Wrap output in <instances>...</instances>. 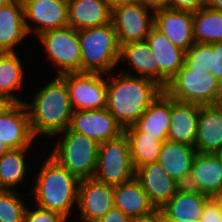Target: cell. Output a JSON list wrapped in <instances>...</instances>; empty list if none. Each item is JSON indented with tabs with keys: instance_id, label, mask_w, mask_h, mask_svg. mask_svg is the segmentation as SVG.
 Wrapping results in <instances>:
<instances>
[{
	"instance_id": "cell-1",
	"label": "cell",
	"mask_w": 222,
	"mask_h": 222,
	"mask_svg": "<svg viewBox=\"0 0 222 222\" xmlns=\"http://www.w3.org/2000/svg\"><path fill=\"white\" fill-rule=\"evenodd\" d=\"M119 71L107 75L106 108L125 129L136 123L164 89L153 80Z\"/></svg>"
},
{
	"instance_id": "cell-2",
	"label": "cell",
	"mask_w": 222,
	"mask_h": 222,
	"mask_svg": "<svg viewBox=\"0 0 222 222\" xmlns=\"http://www.w3.org/2000/svg\"><path fill=\"white\" fill-rule=\"evenodd\" d=\"M34 93L33 99L24 101L35 138L55 137L70 124L73 109L66 81L61 76L52 79ZM43 136V137H42Z\"/></svg>"
},
{
	"instance_id": "cell-3",
	"label": "cell",
	"mask_w": 222,
	"mask_h": 222,
	"mask_svg": "<svg viewBox=\"0 0 222 222\" xmlns=\"http://www.w3.org/2000/svg\"><path fill=\"white\" fill-rule=\"evenodd\" d=\"M40 164L30 192L35 205L57 212L71 222L70 215L77 207L80 180L49 155Z\"/></svg>"
},
{
	"instance_id": "cell-4",
	"label": "cell",
	"mask_w": 222,
	"mask_h": 222,
	"mask_svg": "<svg viewBox=\"0 0 222 222\" xmlns=\"http://www.w3.org/2000/svg\"><path fill=\"white\" fill-rule=\"evenodd\" d=\"M78 37L81 72L108 75L121 65L119 63L121 46L113 22L80 30Z\"/></svg>"
},
{
	"instance_id": "cell-5",
	"label": "cell",
	"mask_w": 222,
	"mask_h": 222,
	"mask_svg": "<svg viewBox=\"0 0 222 222\" xmlns=\"http://www.w3.org/2000/svg\"><path fill=\"white\" fill-rule=\"evenodd\" d=\"M59 135L48 154L79 180L93 178L97 165L99 143L68 128ZM59 140V141H58Z\"/></svg>"
},
{
	"instance_id": "cell-6",
	"label": "cell",
	"mask_w": 222,
	"mask_h": 222,
	"mask_svg": "<svg viewBox=\"0 0 222 222\" xmlns=\"http://www.w3.org/2000/svg\"><path fill=\"white\" fill-rule=\"evenodd\" d=\"M134 177L129 141L124 133L116 139L99 143L94 179L114 187Z\"/></svg>"
},
{
	"instance_id": "cell-7",
	"label": "cell",
	"mask_w": 222,
	"mask_h": 222,
	"mask_svg": "<svg viewBox=\"0 0 222 222\" xmlns=\"http://www.w3.org/2000/svg\"><path fill=\"white\" fill-rule=\"evenodd\" d=\"M44 48V54L53 67L56 76L81 72V50L78 30L68 26L43 32L37 36Z\"/></svg>"
},
{
	"instance_id": "cell-8",
	"label": "cell",
	"mask_w": 222,
	"mask_h": 222,
	"mask_svg": "<svg viewBox=\"0 0 222 222\" xmlns=\"http://www.w3.org/2000/svg\"><path fill=\"white\" fill-rule=\"evenodd\" d=\"M218 80L207 71L192 70L185 64L169 81L164 91L174 100L198 105H213Z\"/></svg>"
},
{
	"instance_id": "cell-9",
	"label": "cell",
	"mask_w": 222,
	"mask_h": 222,
	"mask_svg": "<svg viewBox=\"0 0 222 222\" xmlns=\"http://www.w3.org/2000/svg\"><path fill=\"white\" fill-rule=\"evenodd\" d=\"M112 22L120 46L146 41L154 27V8L145 5L141 0L118 4L112 8Z\"/></svg>"
},
{
	"instance_id": "cell-10",
	"label": "cell",
	"mask_w": 222,
	"mask_h": 222,
	"mask_svg": "<svg viewBox=\"0 0 222 222\" xmlns=\"http://www.w3.org/2000/svg\"><path fill=\"white\" fill-rule=\"evenodd\" d=\"M66 81L73 110H96L107 106V75L75 72L61 75Z\"/></svg>"
},
{
	"instance_id": "cell-11",
	"label": "cell",
	"mask_w": 222,
	"mask_h": 222,
	"mask_svg": "<svg viewBox=\"0 0 222 222\" xmlns=\"http://www.w3.org/2000/svg\"><path fill=\"white\" fill-rule=\"evenodd\" d=\"M21 1L28 35L37 37L43 32L68 26L67 0Z\"/></svg>"
},
{
	"instance_id": "cell-12",
	"label": "cell",
	"mask_w": 222,
	"mask_h": 222,
	"mask_svg": "<svg viewBox=\"0 0 222 222\" xmlns=\"http://www.w3.org/2000/svg\"><path fill=\"white\" fill-rule=\"evenodd\" d=\"M68 129L102 143L118 138L124 129L107 108L73 110Z\"/></svg>"
},
{
	"instance_id": "cell-13",
	"label": "cell",
	"mask_w": 222,
	"mask_h": 222,
	"mask_svg": "<svg viewBox=\"0 0 222 222\" xmlns=\"http://www.w3.org/2000/svg\"><path fill=\"white\" fill-rule=\"evenodd\" d=\"M114 206V187L94 178L80 180L77 210L82 222H97ZM81 218V219H80Z\"/></svg>"
},
{
	"instance_id": "cell-14",
	"label": "cell",
	"mask_w": 222,
	"mask_h": 222,
	"mask_svg": "<svg viewBox=\"0 0 222 222\" xmlns=\"http://www.w3.org/2000/svg\"><path fill=\"white\" fill-rule=\"evenodd\" d=\"M0 140L9 150L32 148L36 142L24 102H13L0 114Z\"/></svg>"
},
{
	"instance_id": "cell-15",
	"label": "cell",
	"mask_w": 222,
	"mask_h": 222,
	"mask_svg": "<svg viewBox=\"0 0 222 222\" xmlns=\"http://www.w3.org/2000/svg\"><path fill=\"white\" fill-rule=\"evenodd\" d=\"M154 27L185 52L195 43L193 12L168 7L155 8Z\"/></svg>"
},
{
	"instance_id": "cell-16",
	"label": "cell",
	"mask_w": 222,
	"mask_h": 222,
	"mask_svg": "<svg viewBox=\"0 0 222 222\" xmlns=\"http://www.w3.org/2000/svg\"><path fill=\"white\" fill-rule=\"evenodd\" d=\"M135 178L155 209H161L181 187L179 183L169 177L158 162L136 168Z\"/></svg>"
},
{
	"instance_id": "cell-17",
	"label": "cell",
	"mask_w": 222,
	"mask_h": 222,
	"mask_svg": "<svg viewBox=\"0 0 222 222\" xmlns=\"http://www.w3.org/2000/svg\"><path fill=\"white\" fill-rule=\"evenodd\" d=\"M146 41L151 48L154 66H159V85L164 89L183 66L185 51L175 46L155 27L149 32Z\"/></svg>"
},
{
	"instance_id": "cell-18",
	"label": "cell",
	"mask_w": 222,
	"mask_h": 222,
	"mask_svg": "<svg viewBox=\"0 0 222 222\" xmlns=\"http://www.w3.org/2000/svg\"><path fill=\"white\" fill-rule=\"evenodd\" d=\"M210 196L186 186L160 209L165 222H199Z\"/></svg>"
},
{
	"instance_id": "cell-19",
	"label": "cell",
	"mask_w": 222,
	"mask_h": 222,
	"mask_svg": "<svg viewBox=\"0 0 222 222\" xmlns=\"http://www.w3.org/2000/svg\"><path fill=\"white\" fill-rule=\"evenodd\" d=\"M185 186L210 197L222 190V163L218 156L211 153H197Z\"/></svg>"
},
{
	"instance_id": "cell-20",
	"label": "cell",
	"mask_w": 222,
	"mask_h": 222,
	"mask_svg": "<svg viewBox=\"0 0 222 222\" xmlns=\"http://www.w3.org/2000/svg\"><path fill=\"white\" fill-rule=\"evenodd\" d=\"M196 154L197 151L194 146L167 139L163 142L157 162L169 177L181 186H185L189 180L191 167Z\"/></svg>"
},
{
	"instance_id": "cell-21",
	"label": "cell",
	"mask_w": 222,
	"mask_h": 222,
	"mask_svg": "<svg viewBox=\"0 0 222 222\" xmlns=\"http://www.w3.org/2000/svg\"><path fill=\"white\" fill-rule=\"evenodd\" d=\"M197 153L215 154L222 148V105H202L194 143Z\"/></svg>"
},
{
	"instance_id": "cell-22",
	"label": "cell",
	"mask_w": 222,
	"mask_h": 222,
	"mask_svg": "<svg viewBox=\"0 0 222 222\" xmlns=\"http://www.w3.org/2000/svg\"><path fill=\"white\" fill-rule=\"evenodd\" d=\"M68 25L75 30L112 22V7L106 0H67Z\"/></svg>"
},
{
	"instance_id": "cell-23",
	"label": "cell",
	"mask_w": 222,
	"mask_h": 222,
	"mask_svg": "<svg viewBox=\"0 0 222 222\" xmlns=\"http://www.w3.org/2000/svg\"><path fill=\"white\" fill-rule=\"evenodd\" d=\"M201 105L180 102L171 98L168 140L194 146Z\"/></svg>"
},
{
	"instance_id": "cell-24",
	"label": "cell",
	"mask_w": 222,
	"mask_h": 222,
	"mask_svg": "<svg viewBox=\"0 0 222 222\" xmlns=\"http://www.w3.org/2000/svg\"><path fill=\"white\" fill-rule=\"evenodd\" d=\"M28 37L21 0H11L0 9V52H16Z\"/></svg>"
},
{
	"instance_id": "cell-25",
	"label": "cell",
	"mask_w": 222,
	"mask_h": 222,
	"mask_svg": "<svg viewBox=\"0 0 222 222\" xmlns=\"http://www.w3.org/2000/svg\"><path fill=\"white\" fill-rule=\"evenodd\" d=\"M171 116V97L163 90L134 126L147 135L164 142L168 139Z\"/></svg>"
},
{
	"instance_id": "cell-26",
	"label": "cell",
	"mask_w": 222,
	"mask_h": 222,
	"mask_svg": "<svg viewBox=\"0 0 222 222\" xmlns=\"http://www.w3.org/2000/svg\"><path fill=\"white\" fill-rule=\"evenodd\" d=\"M119 63H125V65L127 64L132 69V71L123 70L121 72L128 75L144 77L159 84V66H154V58L147 41L131 42L121 45Z\"/></svg>"
},
{
	"instance_id": "cell-27",
	"label": "cell",
	"mask_w": 222,
	"mask_h": 222,
	"mask_svg": "<svg viewBox=\"0 0 222 222\" xmlns=\"http://www.w3.org/2000/svg\"><path fill=\"white\" fill-rule=\"evenodd\" d=\"M114 206L131 218L146 216L156 210L135 177L114 186Z\"/></svg>"
},
{
	"instance_id": "cell-28",
	"label": "cell",
	"mask_w": 222,
	"mask_h": 222,
	"mask_svg": "<svg viewBox=\"0 0 222 222\" xmlns=\"http://www.w3.org/2000/svg\"><path fill=\"white\" fill-rule=\"evenodd\" d=\"M16 52H0V96L8 98L11 102H24L21 96L15 95L20 92L25 83V66ZM21 98V99H20Z\"/></svg>"
},
{
	"instance_id": "cell-29",
	"label": "cell",
	"mask_w": 222,
	"mask_h": 222,
	"mask_svg": "<svg viewBox=\"0 0 222 222\" xmlns=\"http://www.w3.org/2000/svg\"><path fill=\"white\" fill-rule=\"evenodd\" d=\"M31 148L10 149L0 156V185L5 190H17L28 176L27 156ZM28 169V170H27ZM25 180V181H24Z\"/></svg>"
},
{
	"instance_id": "cell-30",
	"label": "cell",
	"mask_w": 222,
	"mask_h": 222,
	"mask_svg": "<svg viewBox=\"0 0 222 222\" xmlns=\"http://www.w3.org/2000/svg\"><path fill=\"white\" fill-rule=\"evenodd\" d=\"M130 146L131 161L134 169L148 163L157 162L163 142L156 136L139 131L134 125L124 129Z\"/></svg>"
},
{
	"instance_id": "cell-31",
	"label": "cell",
	"mask_w": 222,
	"mask_h": 222,
	"mask_svg": "<svg viewBox=\"0 0 222 222\" xmlns=\"http://www.w3.org/2000/svg\"><path fill=\"white\" fill-rule=\"evenodd\" d=\"M193 35L195 43L222 42V12L206 6L193 12Z\"/></svg>"
},
{
	"instance_id": "cell-32",
	"label": "cell",
	"mask_w": 222,
	"mask_h": 222,
	"mask_svg": "<svg viewBox=\"0 0 222 222\" xmlns=\"http://www.w3.org/2000/svg\"><path fill=\"white\" fill-rule=\"evenodd\" d=\"M28 204L17 190L0 191V222H24Z\"/></svg>"
},
{
	"instance_id": "cell-33",
	"label": "cell",
	"mask_w": 222,
	"mask_h": 222,
	"mask_svg": "<svg viewBox=\"0 0 222 222\" xmlns=\"http://www.w3.org/2000/svg\"><path fill=\"white\" fill-rule=\"evenodd\" d=\"M184 64L192 70L210 73L212 69V45L194 43L185 52Z\"/></svg>"
},
{
	"instance_id": "cell-34",
	"label": "cell",
	"mask_w": 222,
	"mask_h": 222,
	"mask_svg": "<svg viewBox=\"0 0 222 222\" xmlns=\"http://www.w3.org/2000/svg\"><path fill=\"white\" fill-rule=\"evenodd\" d=\"M31 206L29 202L24 214V222H68L64 216L57 212L43 209L37 205H34V208Z\"/></svg>"
},
{
	"instance_id": "cell-35",
	"label": "cell",
	"mask_w": 222,
	"mask_h": 222,
	"mask_svg": "<svg viewBox=\"0 0 222 222\" xmlns=\"http://www.w3.org/2000/svg\"><path fill=\"white\" fill-rule=\"evenodd\" d=\"M199 222H222V211L211 197L205 203Z\"/></svg>"
},
{
	"instance_id": "cell-36",
	"label": "cell",
	"mask_w": 222,
	"mask_h": 222,
	"mask_svg": "<svg viewBox=\"0 0 222 222\" xmlns=\"http://www.w3.org/2000/svg\"><path fill=\"white\" fill-rule=\"evenodd\" d=\"M206 5V0H169L168 8L196 12Z\"/></svg>"
},
{
	"instance_id": "cell-37",
	"label": "cell",
	"mask_w": 222,
	"mask_h": 222,
	"mask_svg": "<svg viewBox=\"0 0 222 222\" xmlns=\"http://www.w3.org/2000/svg\"><path fill=\"white\" fill-rule=\"evenodd\" d=\"M212 45V69L210 73L217 79L222 78V42Z\"/></svg>"
},
{
	"instance_id": "cell-38",
	"label": "cell",
	"mask_w": 222,
	"mask_h": 222,
	"mask_svg": "<svg viewBox=\"0 0 222 222\" xmlns=\"http://www.w3.org/2000/svg\"><path fill=\"white\" fill-rule=\"evenodd\" d=\"M131 217L127 216L120 209L113 206L100 220L97 222H132Z\"/></svg>"
},
{
	"instance_id": "cell-39",
	"label": "cell",
	"mask_w": 222,
	"mask_h": 222,
	"mask_svg": "<svg viewBox=\"0 0 222 222\" xmlns=\"http://www.w3.org/2000/svg\"><path fill=\"white\" fill-rule=\"evenodd\" d=\"M132 222H165V221L160 209H156L154 212H152L149 215L133 218Z\"/></svg>"
},
{
	"instance_id": "cell-40",
	"label": "cell",
	"mask_w": 222,
	"mask_h": 222,
	"mask_svg": "<svg viewBox=\"0 0 222 222\" xmlns=\"http://www.w3.org/2000/svg\"><path fill=\"white\" fill-rule=\"evenodd\" d=\"M145 5L152 8L168 7L169 0H141Z\"/></svg>"
},
{
	"instance_id": "cell-41",
	"label": "cell",
	"mask_w": 222,
	"mask_h": 222,
	"mask_svg": "<svg viewBox=\"0 0 222 222\" xmlns=\"http://www.w3.org/2000/svg\"><path fill=\"white\" fill-rule=\"evenodd\" d=\"M205 6L222 12V0H206Z\"/></svg>"
},
{
	"instance_id": "cell-42",
	"label": "cell",
	"mask_w": 222,
	"mask_h": 222,
	"mask_svg": "<svg viewBox=\"0 0 222 222\" xmlns=\"http://www.w3.org/2000/svg\"><path fill=\"white\" fill-rule=\"evenodd\" d=\"M215 104L222 105V78L218 80Z\"/></svg>"
},
{
	"instance_id": "cell-43",
	"label": "cell",
	"mask_w": 222,
	"mask_h": 222,
	"mask_svg": "<svg viewBox=\"0 0 222 222\" xmlns=\"http://www.w3.org/2000/svg\"><path fill=\"white\" fill-rule=\"evenodd\" d=\"M13 102L4 96H0V114L7 109Z\"/></svg>"
},
{
	"instance_id": "cell-44",
	"label": "cell",
	"mask_w": 222,
	"mask_h": 222,
	"mask_svg": "<svg viewBox=\"0 0 222 222\" xmlns=\"http://www.w3.org/2000/svg\"><path fill=\"white\" fill-rule=\"evenodd\" d=\"M211 198L217 204V206L219 207V210L222 211V190H220V191L216 192L215 194H213L211 196Z\"/></svg>"
},
{
	"instance_id": "cell-45",
	"label": "cell",
	"mask_w": 222,
	"mask_h": 222,
	"mask_svg": "<svg viewBox=\"0 0 222 222\" xmlns=\"http://www.w3.org/2000/svg\"><path fill=\"white\" fill-rule=\"evenodd\" d=\"M106 1L113 8L114 6H116L118 4L137 2L140 0H106Z\"/></svg>"
},
{
	"instance_id": "cell-46",
	"label": "cell",
	"mask_w": 222,
	"mask_h": 222,
	"mask_svg": "<svg viewBox=\"0 0 222 222\" xmlns=\"http://www.w3.org/2000/svg\"><path fill=\"white\" fill-rule=\"evenodd\" d=\"M9 149L4 145V143L0 140V156H2Z\"/></svg>"
},
{
	"instance_id": "cell-47",
	"label": "cell",
	"mask_w": 222,
	"mask_h": 222,
	"mask_svg": "<svg viewBox=\"0 0 222 222\" xmlns=\"http://www.w3.org/2000/svg\"><path fill=\"white\" fill-rule=\"evenodd\" d=\"M11 0H0V9L4 7L7 3H9Z\"/></svg>"
},
{
	"instance_id": "cell-48",
	"label": "cell",
	"mask_w": 222,
	"mask_h": 222,
	"mask_svg": "<svg viewBox=\"0 0 222 222\" xmlns=\"http://www.w3.org/2000/svg\"><path fill=\"white\" fill-rule=\"evenodd\" d=\"M215 154L218 156V158L220 159V161L222 163V148L219 149Z\"/></svg>"
}]
</instances>
